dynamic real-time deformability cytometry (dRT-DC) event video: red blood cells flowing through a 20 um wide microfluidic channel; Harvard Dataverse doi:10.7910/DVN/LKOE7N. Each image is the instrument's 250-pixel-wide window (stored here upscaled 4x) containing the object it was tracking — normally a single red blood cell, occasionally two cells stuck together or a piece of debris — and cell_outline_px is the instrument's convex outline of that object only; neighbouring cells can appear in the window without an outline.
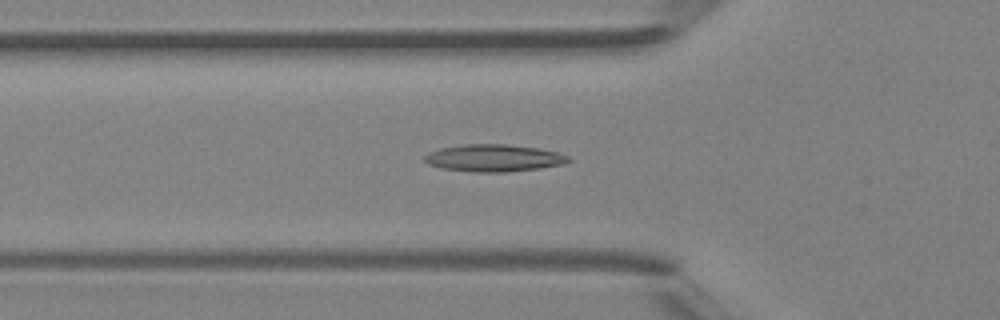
{"species": "Egyptian fruit bat (a non-hibernating species)", "species_latin": "Rousettus aegyptiacus", "temperature_condition": "room temperature", "stored_images_in_passage": 46, "camera_frame_rate_fps": 3000, "um_per_image_px": 0.085, "animal": {"sex": "female"}, "frame": {"image": 1, "passage_image": 16, "time_ms": 5.0, "image_size_px": [1000, 320], "cell_outline_px": [[572, 160], [564, 164], [540, 168], [508, 172], [472, 172], [440, 168], [428, 164], [424, 160], [424, 156], [428, 152], [440, 148], [464, 144], [508, 144], [540, 148], [556, 152], [568, 156]], "centroid_in_image_um": [41.96, 13.43], "position_along_channel_um": 83.8, "area_um2": 23.0}}
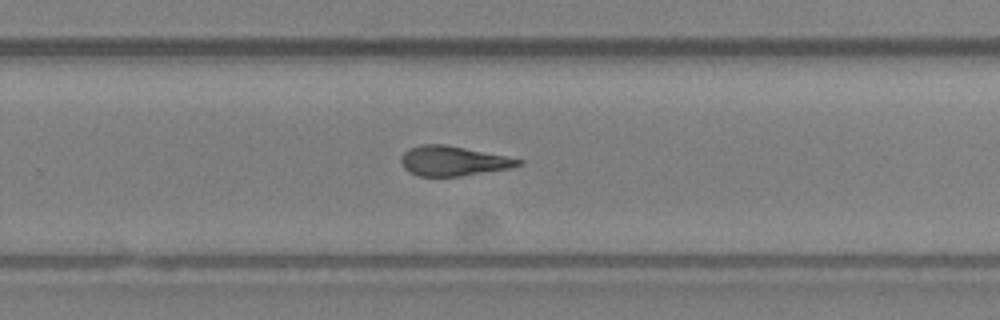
{"frame": {"image": 2, "passage_image": 30, "time_ms": 9.667, "image_size_px": [1000, 320], "cell_outline_px": [[524, 164], [512, 168], [460, 176], [420, 176], [408, 172], [404, 168], [400, 160], [400, 156], [408, 148], [424, 144], [444, 144], [524, 160]], "centroid_in_image_um": [38.5, 13.69], "position_along_channel_um": 291.3, "area_um2": 20.29}}
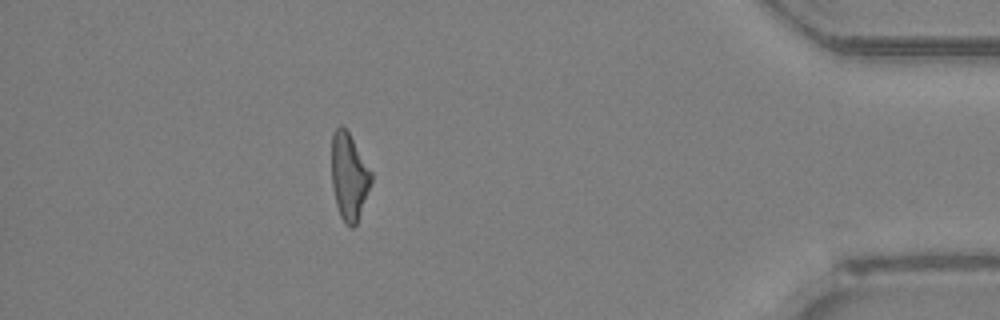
{"frame": {"image": 3, "passage_image": 41, "time_ms": 13.333, "image_size_px": [1000, 320], "cell_outline_px": [[372, 180], [356, 224], [352, 228], [340, 216], [336, 204], [332, 184], [332, 132], [340, 124], [348, 132], [372, 172]], "centroid_in_image_um": [29.66, 14.98], "position_along_channel_um": 405.5, "area_um2": 19.65}, "authors_computed_cell_mechanics": {"area_um2": 21.097, "velocity_mm_per_s": 4.4467, "shape_relaxation_time_tau1_ms": null, "shape_relaxation_time_tau2_ms": 2.0545, "deformation_change_tau1": null, "deformation_change_tau2": 0.1148}}